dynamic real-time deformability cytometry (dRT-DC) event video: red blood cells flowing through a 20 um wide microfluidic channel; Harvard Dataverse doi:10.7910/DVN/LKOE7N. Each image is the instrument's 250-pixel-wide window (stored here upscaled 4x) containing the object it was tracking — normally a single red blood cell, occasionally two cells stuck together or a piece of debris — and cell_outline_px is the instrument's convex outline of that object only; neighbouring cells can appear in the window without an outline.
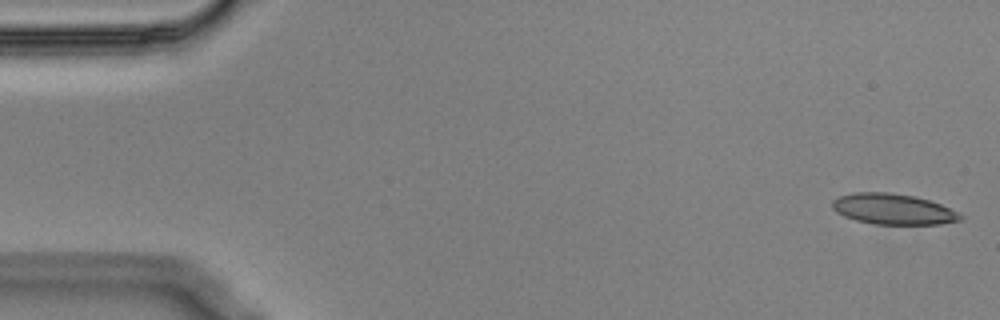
{"species": "Egyptian fruit bat (a non-hibernating species)", "species_latin": "Rousettus aegyptiacus", "temperature_condition": "cold", "stored_images_in_passage": 56, "camera_frame_rate_fps": 3000, "um_per_image_px": 0.085, "animal": {"sex": "male"}, "frame": {"image": 1, "passage_image": 1, "time_ms": 0.0, "image_size_px": [1000, 320], "cell_outline_px": [[964, 216], [960, 220], [940, 224], [876, 224], [856, 220], [844, 216], [836, 212], [832, 208], [832, 200], [840, 196], [856, 192], [892, 192], [916, 196], [940, 204], [960, 212]], "centroid_in_image_um": [75.93, 17.77], "position_along_channel_um": 9.1, "area_um2": 23.0}}
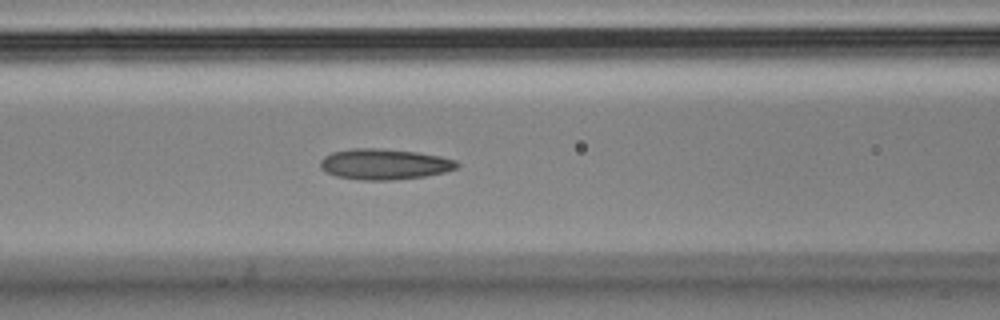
{"frame": {"image": 2, "passage_image": 22, "time_ms": 7.0, "image_size_px": [1000, 320], "cell_outline_px": [[460, 164], [456, 168], [444, 172], [424, 176], [392, 180], [360, 180], [336, 176], [320, 168], [320, 160], [324, 156], [332, 152], [352, 148], [376, 148], [416, 152], [440, 156], [456, 160]], "centroid_in_image_um": [32.65, 13.95], "position_along_channel_um": 133.9, "area_um2": 24.39}}
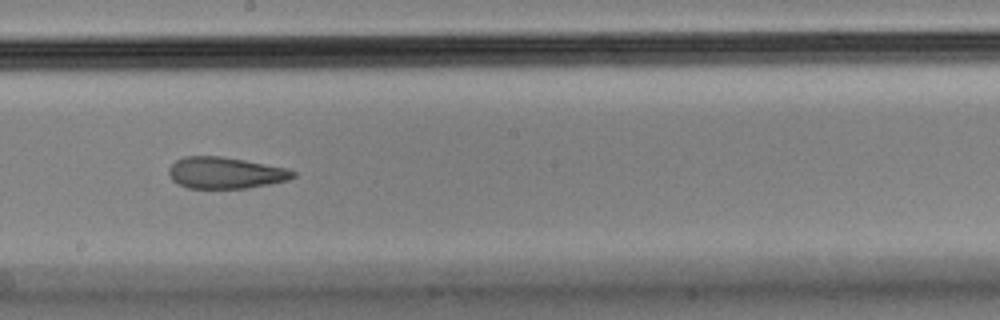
{"frame": {"image": 3, "passage_image": 30, "time_ms": 9.667, "image_size_px": [1000, 320], "cell_outline_px": [[296, 176], [288, 180], [248, 188], [188, 188], [176, 184], [172, 180], [168, 172], [168, 168], [176, 160], [184, 156], [220, 156], [244, 160], [288, 168], [296, 172]], "centroid_in_image_um": [19.14, 14.69], "position_along_channel_um": 229.1, "area_um2": 22.89}, "authors_computed_cell_mechanics": {"area_um2": 24.276, "velocity_mm_per_s": 3.5696, "shape_relaxation_time_tau1_ms": null, "shape_relaxation_time_tau2_ms": 2.8088, "deformation_change_tau1": null, "deformation_change_tau2": 0.1129}}